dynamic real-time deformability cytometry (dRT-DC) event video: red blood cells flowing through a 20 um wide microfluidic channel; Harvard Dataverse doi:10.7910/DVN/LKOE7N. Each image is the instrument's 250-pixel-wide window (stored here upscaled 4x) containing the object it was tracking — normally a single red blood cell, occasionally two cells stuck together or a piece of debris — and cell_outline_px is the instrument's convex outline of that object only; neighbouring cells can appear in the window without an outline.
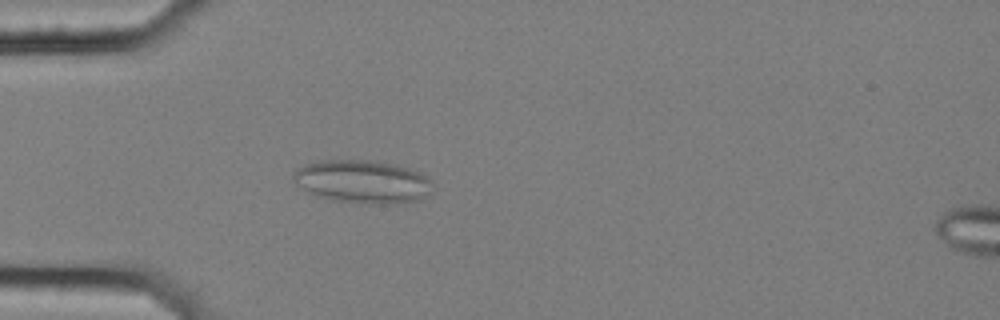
{"species": "common noctule bat (a hibernating species)", "species_latin": "Nyctalus noctula", "temperature_condition": "cold", "stored_images_in_passage": 57, "segment_of_instrument_passage": [1, 2], "camera_frame_rate_fps": 3000, "um_per_image_px": 0.085, "animal": {"sex": "female", "body_mass_g": 25.1}, "frame": {"image": 1, "passage_image": 17, "time_ms": 5.333, "image_size_px": [1000, 320], "cell_outline_px": [[436, 188], [428, 196], [420, 200], [396, 204], [368, 204], [332, 200], [316, 196], [300, 188], [292, 180], [292, 172], [296, 168], [320, 160], [372, 160], [396, 164], [420, 172]], "centroid_in_image_um": [30.82, 15.45], "position_along_channel_um": 54.2, "area_um2": 35.6}}